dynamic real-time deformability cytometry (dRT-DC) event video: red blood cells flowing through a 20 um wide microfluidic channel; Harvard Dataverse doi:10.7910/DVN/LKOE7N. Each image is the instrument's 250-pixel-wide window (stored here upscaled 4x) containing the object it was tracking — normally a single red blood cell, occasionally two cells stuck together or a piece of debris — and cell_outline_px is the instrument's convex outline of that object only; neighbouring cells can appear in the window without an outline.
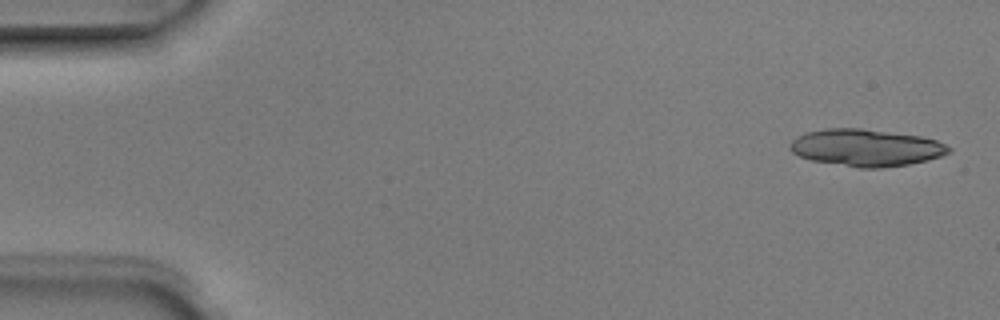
{"species": "Egyptian fruit bat (a non-hibernating species)", "species_latin": "Rousettus aegyptiacus", "temperature_condition": "room temperature", "stored_images_in_passage": 3, "camera_frame_rate_fps": 3000, "um_per_image_px": 0.085, "animal": {"sex": "male"}, "frame": {"image": 1, "passage_image": 1, "time_ms": 0.0, "image_size_px": [1000, 320], "cell_outline_px": [[952, 152], [928, 160], [908, 164], [884, 168], [856, 168], [812, 160], [800, 156], [792, 152], [788, 148], [788, 144], [796, 136], [804, 132], [824, 128], [860, 128], [920, 136], [936, 140], [952, 148]], "centroid_in_image_um": [73.58, 12.55], "position_along_channel_um": 11.4, "area_um2": 34.56}}